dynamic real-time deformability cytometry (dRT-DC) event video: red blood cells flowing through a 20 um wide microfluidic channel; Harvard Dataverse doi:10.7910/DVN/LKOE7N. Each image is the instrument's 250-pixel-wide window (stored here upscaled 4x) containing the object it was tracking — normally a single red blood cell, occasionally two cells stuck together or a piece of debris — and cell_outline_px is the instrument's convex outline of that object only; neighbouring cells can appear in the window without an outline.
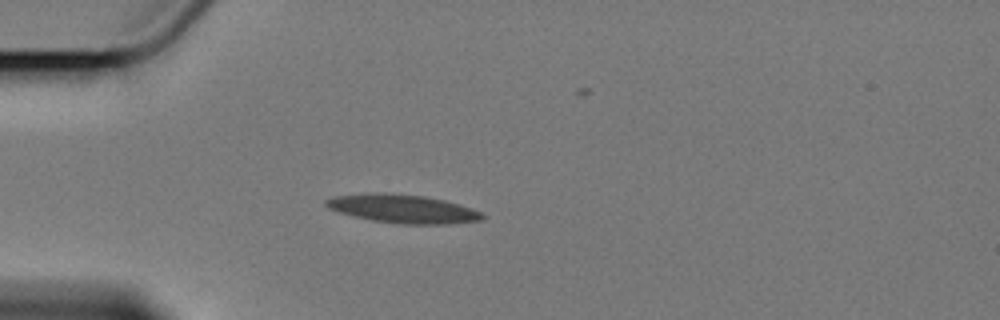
{"species": "Egyptian fruit bat (a non-hibernating species)", "species_latin": "Rousettus aegyptiacus", "temperature_condition": "cold", "stored_images_in_passage": 6, "camera_frame_rate_fps": 3000, "um_per_image_px": 0.085, "animal": {"sex": "female"}, "frame": {"image": 1, "passage_image": 4, "time_ms": 3.667, "image_size_px": [1000, 320], "cell_outline_px": [[484, 220], [448, 224], [404, 224], [372, 220], [352, 216], [328, 208], [324, 204], [324, 200], [332, 196], [376, 192], [384, 192], [424, 196], [444, 200], [460, 204], [472, 208], [480, 212], [484, 216]], "centroid_in_image_um": [34.22, 17.74], "position_along_channel_um": 50.8, "area_um2": 26.07}}
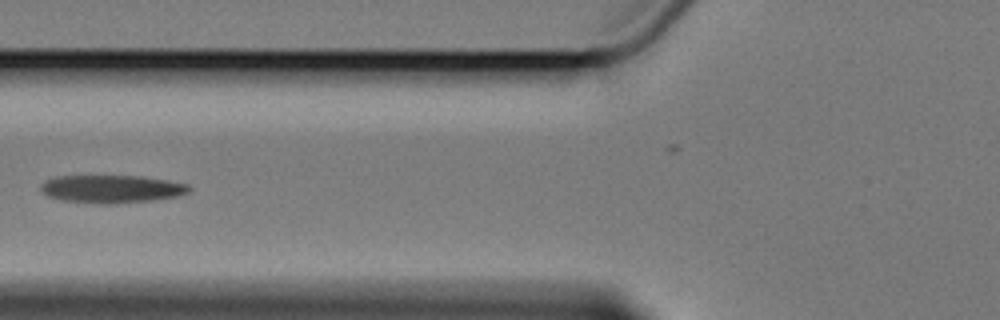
{"frame": {"image": 2, "passage_image": 6, "time_ms": 6.0, "image_size_px": [1000, 320], "cell_outline_px": [[192, 188], [188, 192], [176, 196], [156, 200], [116, 204], [96, 204], [64, 200], [48, 196], [40, 188], [40, 184], [48, 180], [60, 176], [140, 176], [168, 180], [188, 184]], "centroid_in_image_um": [9.53, 16.07], "position_along_channel_um": 116.3, "area_um2": 24.1}}